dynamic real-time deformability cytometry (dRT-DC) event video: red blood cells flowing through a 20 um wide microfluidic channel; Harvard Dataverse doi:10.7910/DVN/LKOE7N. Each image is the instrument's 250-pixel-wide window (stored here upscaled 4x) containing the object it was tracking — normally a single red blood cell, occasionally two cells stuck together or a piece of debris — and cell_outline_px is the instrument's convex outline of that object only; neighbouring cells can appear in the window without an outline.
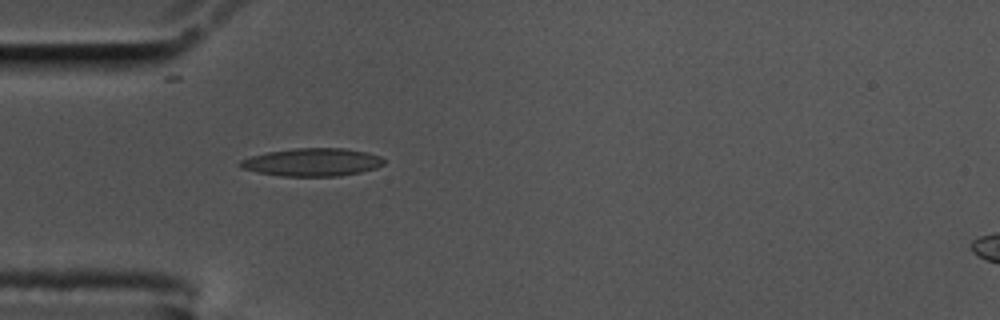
{"species": "common noctule bat (a hibernating species)", "species_latin": "Nyctalus noctula", "temperature_condition": "cold", "stored_images_in_passage": 41, "camera_frame_rate_fps": 3000, "um_per_image_px": 0.085, "animal": {"sex": "male", "body_mass_g": 17.5, "forearm_length_mm": 52.3}, "frame": {"image": 1, "passage_image": 1, "time_ms": 0.0, "image_size_px": [1000, 320], "cell_outline_px": [[384, 164], [376, 168], [360, 172], [340, 176], [280, 176], [256, 172], [240, 168], [236, 164], [240, 160], [252, 156], [268, 152], [296, 148], [344, 148], [368, 152], [380, 156], [384, 160]], "centroid_in_image_um": [26.52, 13.79], "position_along_channel_um": 58.5, "area_um2": 23.52}}
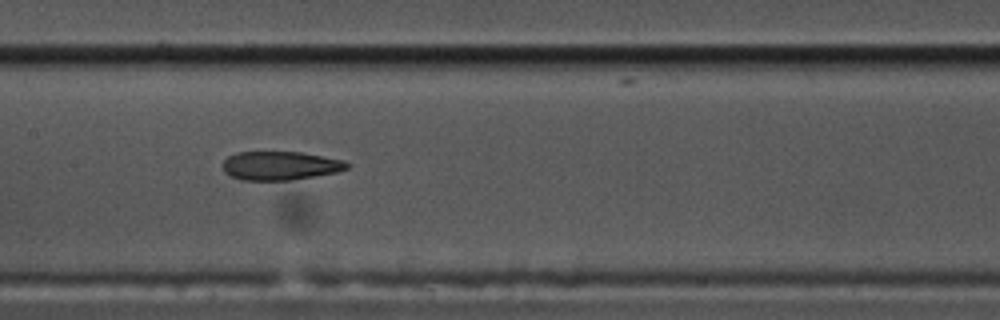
{"frame": {"image": 2, "passage_image": 12, "time_ms": 3.667, "image_size_px": [1000, 320], "cell_outline_px": [[352, 164], [348, 168], [336, 172], [316, 176], [292, 180], [240, 180], [228, 176], [224, 172], [220, 164], [228, 156], [236, 152], [300, 152], [344, 160]], "centroid_in_image_um": [23.78, 14.09], "position_along_channel_um": 183.6, "area_um2": 21.1}}
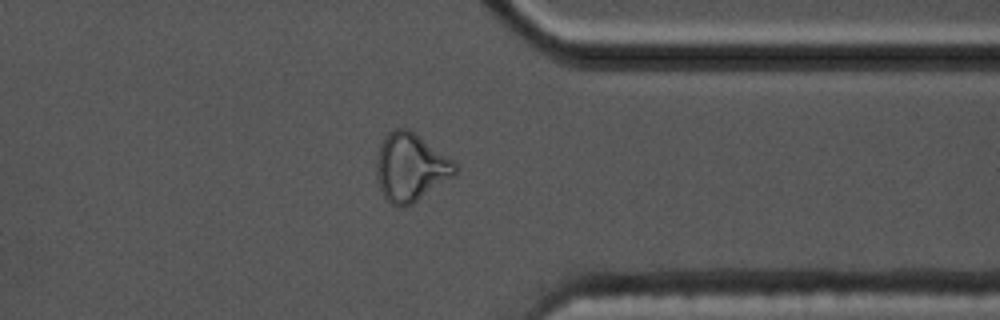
{"frame": {"image": 3, "passage_image": 29, "time_ms": 9.333, "image_size_px": [1000, 320], "cell_outline_px": [[456, 176], [412, 204], [404, 208], [392, 204], [384, 196], [376, 180], [376, 156], [380, 144], [384, 136], [388, 132], [396, 128], [408, 128], [452, 160], [456, 164]], "centroid_in_image_um": [34.88, 14.24], "position_along_channel_um": 376.5, "area_um2": 31.27}, "authors_computed_cell_mechanics": {"area_um2": 22.7732, "velocity_mm_per_s": 3.4998, "shape_relaxation_time_tau1_ms": null, "shape_relaxation_time_tau2_ms": 3.3375, "deformation_change_tau1": null, "deformation_change_tau2": 0.1135}}